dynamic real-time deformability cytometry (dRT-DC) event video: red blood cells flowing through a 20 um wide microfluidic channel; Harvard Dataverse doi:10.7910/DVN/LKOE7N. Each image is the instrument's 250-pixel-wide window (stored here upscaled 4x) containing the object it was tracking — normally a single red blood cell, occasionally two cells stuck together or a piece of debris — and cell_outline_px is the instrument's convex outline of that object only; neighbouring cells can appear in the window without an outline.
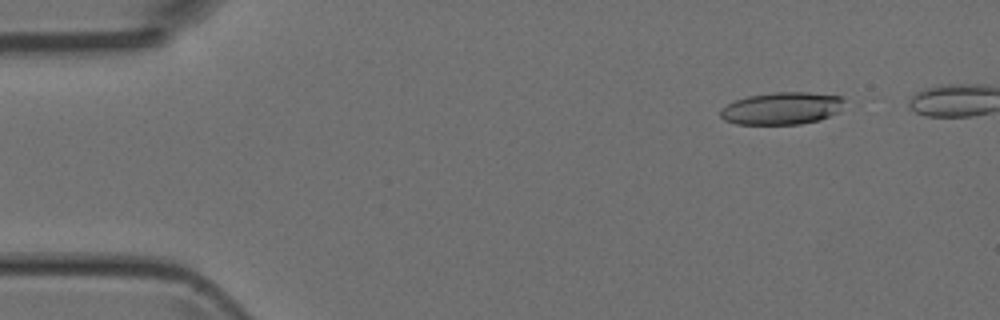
{"species": "Egyptian fruit bat (a non-hibernating species)", "species_latin": "Rousettus aegyptiacus", "temperature_condition": "room temperature", "stored_images_in_passage": 29, "camera_frame_rate_fps": 3000, "um_per_image_px": 0.085, "animal": {"sex": "female"}, "frame": {"image": 1, "passage_image": 5, "time_ms": 1.333, "image_size_px": [1000, 320], "cell_outline_px": [[844, 100], [840, 112], [820, 120], [800, 124], [736, 124], [724, 120], [720, 116], [720, 108], [736, 100], [748, 96], [772, 92], [808, 92], [840, 96]], "centroid_in_image_um": [66.46, 9.21], "position_along_channel_um": 18.5, "area_um2": 23.47}}
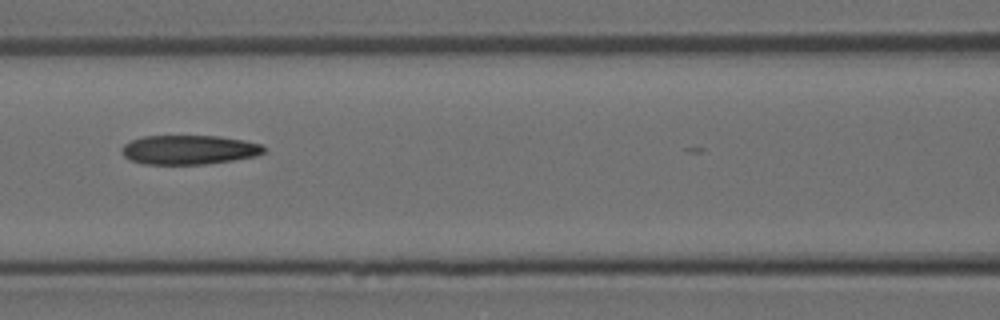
{"frame": {"image": 2, "passage_image": 21, "time_ms": 6.667, "image_size_px": [1000, 320], "cell_outline_px": [[264, 152], [256, 156], [232, 160], [204, 164], [144, 164], [132, 160], [124, 156], [120, 152], [120, 148], [124, 144], [132, 140], [144, 136], [220, 136], [244, 140], [264, 144]], "centroid_in_image_um": [16.07, 12.72], "position_along_channel_um": 150.5, "area_um2": 24.28}}
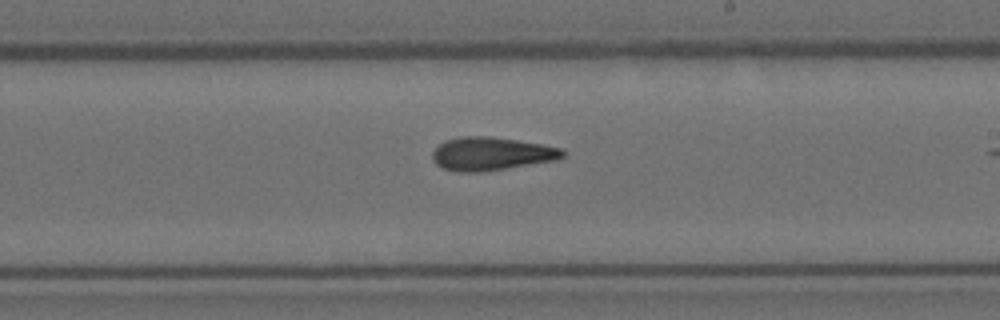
{"frame": {"image": 3, "passage_image": 28, "time_ms": 9.0, "image_size_px": [1000, 320], "cell_outline_px": [[564, 156], [556, 160], [480, 172], [456, 172], [444, 168], [436, 164], [432, 160], [432, 152], [440, 144], [448, 140], [460, 136], [488, 136], [516, 140], [564, 148]], "centroid_in_image_um": [41.75, 13.07], "position_along_channel_um": 247.3, "area_um2": 25.03}}